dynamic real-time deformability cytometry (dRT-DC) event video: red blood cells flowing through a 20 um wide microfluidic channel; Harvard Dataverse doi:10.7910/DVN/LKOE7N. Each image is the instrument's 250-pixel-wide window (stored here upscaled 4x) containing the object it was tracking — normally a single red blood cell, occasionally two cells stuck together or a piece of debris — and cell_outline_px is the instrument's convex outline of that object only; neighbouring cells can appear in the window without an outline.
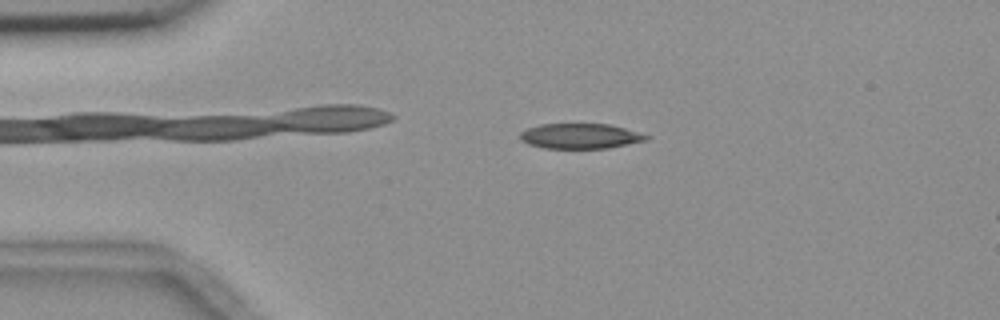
{"species": "common noctule bat (a hibernating species)", "species_latin": "Nyctalus noctula", "temperature_condition": "room temperature", "stored_images_in_passage": 54, "camera_frame_rate_fps": 3000, "um_per_image_px": 0.085, "animal": {"sex": "female", "body_mass_g": 18.4}, "frame": {"image": 1, "passage_image": 11, "time_ms": 3.333, "image_size_px": [1000, 320], "cell_outline_px": [[652, 136], [648, 140], [608, 148], [544, 148], [528, 144], [520, 140], [520, 132], [528, 128], [540, 124], [608, 124], [624, 128]], "centroid_in_image_um": [49.33, 11.57], "position_along_channel_um": 35.7, "area_um2": 18.5}}
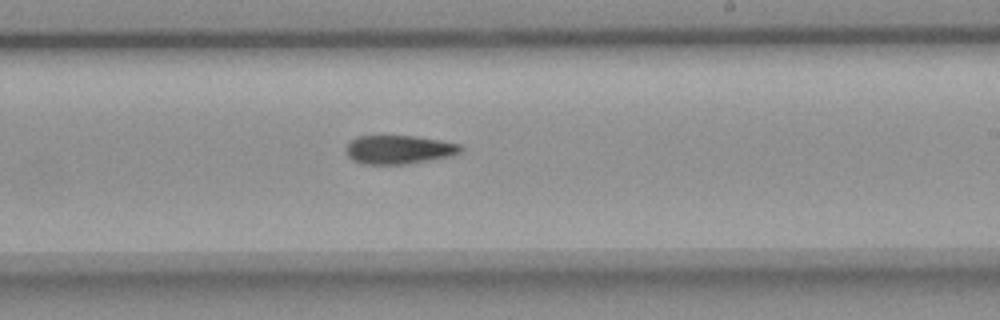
{"frame": {"image": 2, "passage_image": 32, "time_ms": 10.333, "image_size_px": [1000, 320], "cell_outline_px": [[464, 148], [460, 152], [448, 156], [408, 164], [364, 164], [352, 160], [348, 156], [348, 144], [356, 136], [416, 136], [440, 140], [460, 144]], "centroid_in_image_um": [33.92, 12.71], "position_along_channel_um": 255.1, "area_um2": 18.96}}
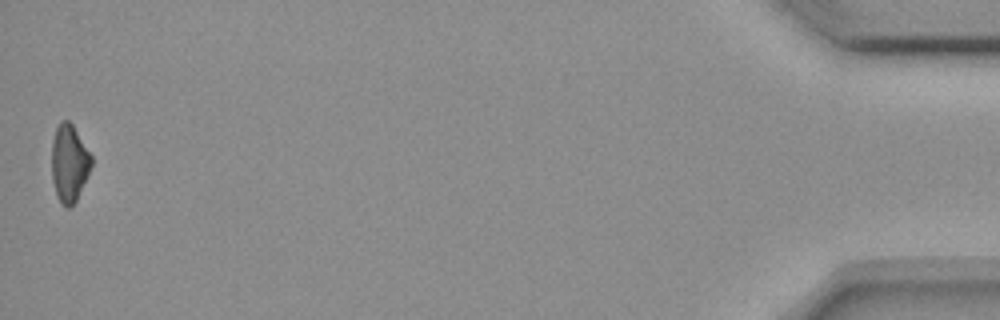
{"frame": {"image": 3, "passage_image": 54, "time_ms": 17.667, "image_size_px": [1000, 320], "cell_outline_px": [[92, 164], [76, 200], [68, 208], [64, 208], [60, 204], [56, 196], [52, 180], [52, 140], [56, 128], [60, 120], [68, 120], [72, 124], [92, 156]], "centroid_in_image_um": [5.86, 13.88], "position_along_channel_um": 429.3, "area_um2": 17.86}, "authors_computed_cell_mechanics": {"area_um2": 18.9873, "velocity_mm_per_s": 3.6662, "shape_relaxation_time_tau1_ms": 6.6348, "shape_relaxation_time_tau2_ms": null, "deformation_change_tau1": 0.1588, "deformation_change_tau2": null}}